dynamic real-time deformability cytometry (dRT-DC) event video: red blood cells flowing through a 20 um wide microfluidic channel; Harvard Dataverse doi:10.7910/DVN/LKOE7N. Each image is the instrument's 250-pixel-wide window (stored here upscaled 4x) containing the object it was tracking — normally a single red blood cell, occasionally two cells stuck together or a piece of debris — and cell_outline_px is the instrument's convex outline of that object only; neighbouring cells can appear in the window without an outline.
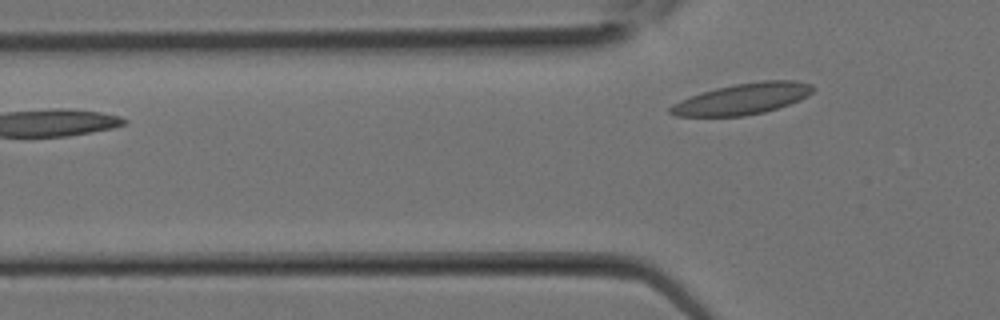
{"species": "Egyptian fruit bat (a non-hibernating species)", "species_latin": "Rousettus aegyptiacus", "temperature_condition": "room temperature", "stored_images_in_passage": 6, "camera_frame_rate_fps": 3000, "um_per_image_px": 0.085, "animal": {"sex": "female"}, "frame": {"image": 1, "passage_image": 6, "time_ms": 1.667, "image_size_px": [1000, 320], "cell_outline_px": [[816, 88], [808, 96], [800, 100], [764, 112], [744, 116], [676, 116], [668, 112], [668, 108], [672, 104], [680, 100], [716, 88], [736, 84], [764, 80], [796, 80], [812, 84]], "centroid_in_image_um": [63.14, 8.4], "position_along_channel_um": 62.7, "area_um2": 25.72}}